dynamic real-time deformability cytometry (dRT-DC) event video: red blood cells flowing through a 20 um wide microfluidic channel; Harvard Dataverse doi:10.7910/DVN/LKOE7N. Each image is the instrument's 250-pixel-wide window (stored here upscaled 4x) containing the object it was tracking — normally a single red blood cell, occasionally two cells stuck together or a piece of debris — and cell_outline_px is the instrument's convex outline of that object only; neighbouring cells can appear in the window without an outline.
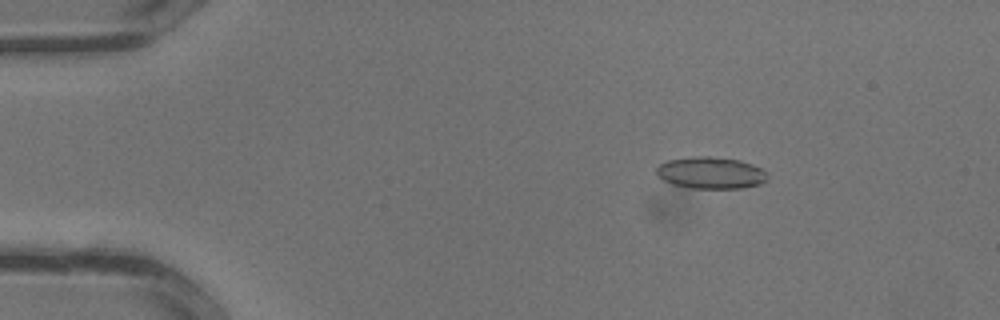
{"species": "common noctule bat (a hibernating species)", "species_latin": "Nyctalus noctula", "temperature_condition": "warm", "stored_images_in_passage": 34, "camera_frame_rate_fps": 3000, "um_per_image_px": 0.085, "animal": {"sex": "male", "body_mass_g": 13.3}, "frame": {"image": 1, "passage_image": 6, "time_ms": 1.667, "image_size_px": [1000, 320], "cell_outline_px": [[768, 176], [760, 184], [740, 188], [692, 188], [672, 184], [656, 176], [656, 168], [660, 164], [668, 160], [692, 156], [708, 156], [740, 160], [752, 164], [760, 168]], "centroid_in_image_um": [60.37, 14.68], "position_along_channel_um": 24.6, "area_um2": 20.46}}
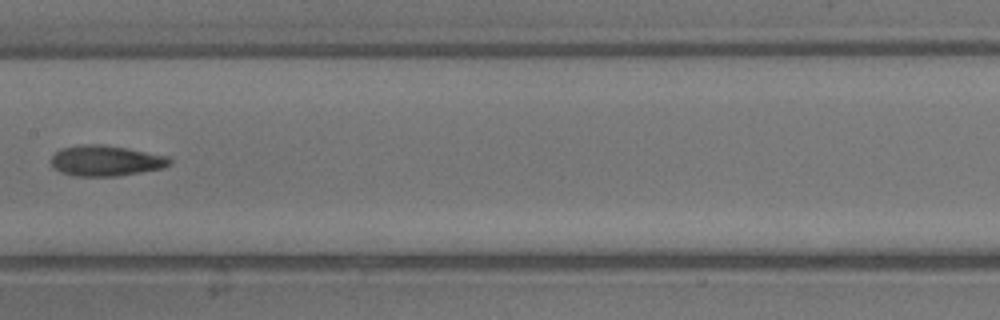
{"frame": {"image": 2, "passage_image": 18, "time_ms": 5.667, "image_size_px": [1000, 320], "cell_outline_px": [[172, 164], [164, 168], [116, 176], [76, 176], [60, 172], [52, 168], [52, 156], [60, 148], [84, 144], [100, 144], [124, 148], [168, 156], [172, 160]], "centroid_in_image_um": [8.99, 13.67], "position_along_channel_um": 198.4, "area_um2": 21.1}}
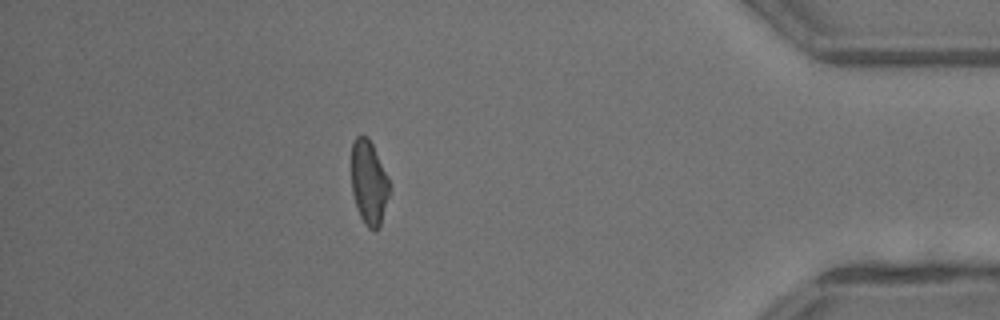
{"frame": {"image": 3, "passage_image": 30, "time_ms": 9.667, "image_size_px": [1000, 320], "cell_outline_px": [[388, 196], [380, 224], [376, 232], [368, 228], [364, 224], [360, 216], [352, 192], [352, 144], [356, 136], [368, 136], [388, 176]], "centroid_in_image_um": [31.34, 15.52], "position_along_channel_um": 403.9, "area_um2": 18.32}}